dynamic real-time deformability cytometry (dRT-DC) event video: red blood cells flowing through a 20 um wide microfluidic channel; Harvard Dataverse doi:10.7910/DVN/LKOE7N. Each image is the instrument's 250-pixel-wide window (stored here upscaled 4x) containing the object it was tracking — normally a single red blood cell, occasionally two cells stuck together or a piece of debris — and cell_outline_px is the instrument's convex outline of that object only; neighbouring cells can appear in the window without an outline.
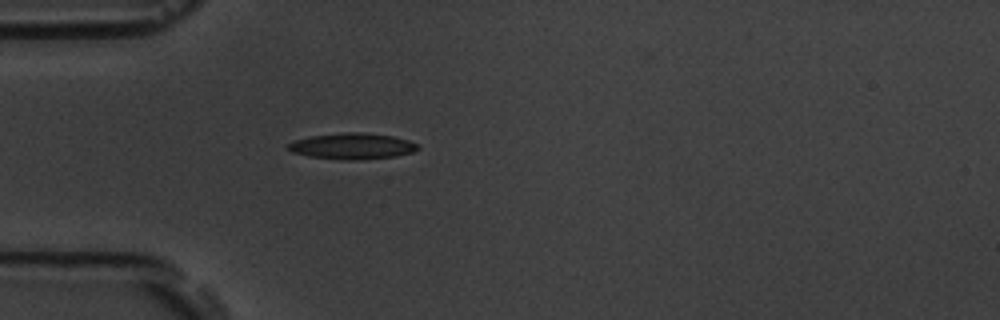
{"species": "common noctule bat (a hibernating species)", "species_latin": "Nyctalus noctula", "temperature_condition": "room temperature", "stored_images_in_passage": 41, "camera_frame_rate_fps": 3000, "um_per_image_px": 0.085, "animal": {"sex": "male", "body_mass_g": 19.5, "forearm_length_mm": 54.6}, "frame": {"image": 1, "passage_image": 1, "time_ms": 0.0, "image_size_px": [1000, 320], "cell_outline_px": [[420, 148], [412, 152], [396, 156], [360, 160], [340, 160], [308, 156], [292, 152], [288, 148], [288, 144], [292, 140], [312, 136], [344, 132], [364, 132], [392, 136], [408, 140], [416, 144]], "centroid_in_image_um": [29.92, 12.42], "position_along_channel_um": 55.1, "area_um2": 19.77}}
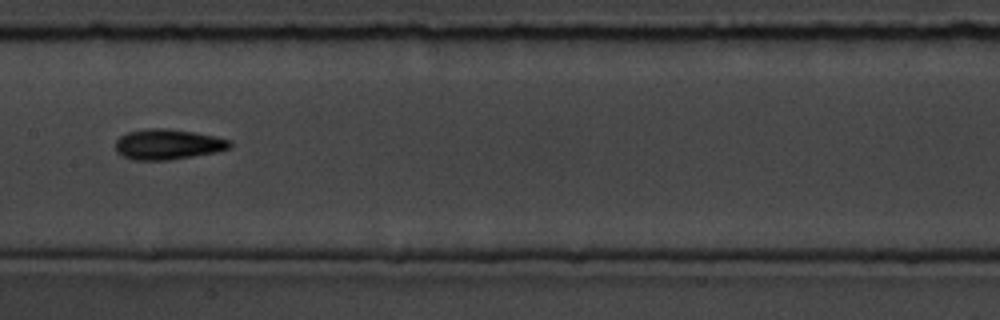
{"frame": {"image": 2, "passage_image": 13, "time_ms": 4.0, "image_size_px": [1000, 320], "cell_outline_px": [[232, 144], [228, 148], [216, 152], [168, 160], [132, 160], [116, 152], [116, 140], [120, 136], [128, 132], [152, 128], [168, 128], [192, 132], [232, 140]], "centroid_in_image_um": [14.25, 12.27], "position_along_channel_um": 193.2, "area_um2": 20.06}}
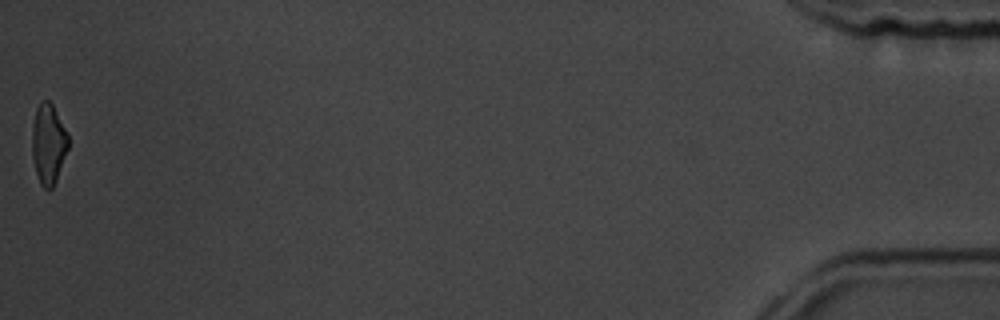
{"frame": {"image": 3, "passage_image": 41, "time_ms": 13.333, "image_size_px": [1000, 320], "cell_outline_px": [[68, 148], [56, 180], [52, 188], [48, 192], [40, 184], [36, 172], [32, 156], [32, 124], [36, 108], [40, 100], [48, 100], [52, 104], [68, 132]], "centroid_in_image_um": [4.1, 12.21], "position_along_channel_um": 431.1, "area_um2": 17.05}, "authors_computed_cell_mechanics": {"area_um2": 18.496, "velocity_mm_per_s": 3.6157, "shape_relaxation_time_tau1_ms": 3.5454, "shape_relaxation_time_tau2_ms": 3.3117, "deformation_change_tau1": 0.1453, "deformation_change_tau2": 0.1058}}